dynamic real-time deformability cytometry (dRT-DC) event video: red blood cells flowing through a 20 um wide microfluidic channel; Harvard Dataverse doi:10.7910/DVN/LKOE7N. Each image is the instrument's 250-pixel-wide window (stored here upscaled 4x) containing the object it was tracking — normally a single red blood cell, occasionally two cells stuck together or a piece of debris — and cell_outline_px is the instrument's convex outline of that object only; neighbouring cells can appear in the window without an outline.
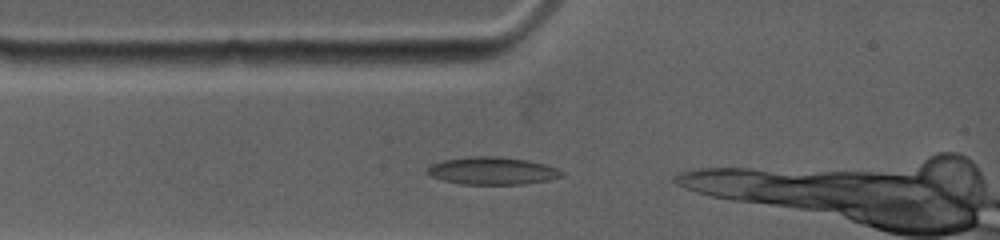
{"species": "common noctule bat (a hibernating species)", "species_latin": "Nyctalus noctula", "temperature_condition": "warm", "stored_images_in_passage": 4, "camera_frame_rate_fps": 4500, "um_per_image_px": 0.085, "animal": {"sex": "female", "body_mass_g": 19.0, "forearm_length_mm": 53.3}, "frame": {"image": 1, "passage_image": 2, "time_ms": 0.444, "image_size_px": [1000, 240], "cell_outline_px": [[564, 176], [548, 180], [524, 184], [460, 184], [444, 180], [432, 176], [424, 172], [432, 164], [444, 160], [472, 156], [500, 156], [528, 160], [544, 164], [556, 168], [564, 172]], "centroid_in_image_um": [41.87, 14.52], "position_along_channel_um": 43.1, "area_um2": 21.56}}